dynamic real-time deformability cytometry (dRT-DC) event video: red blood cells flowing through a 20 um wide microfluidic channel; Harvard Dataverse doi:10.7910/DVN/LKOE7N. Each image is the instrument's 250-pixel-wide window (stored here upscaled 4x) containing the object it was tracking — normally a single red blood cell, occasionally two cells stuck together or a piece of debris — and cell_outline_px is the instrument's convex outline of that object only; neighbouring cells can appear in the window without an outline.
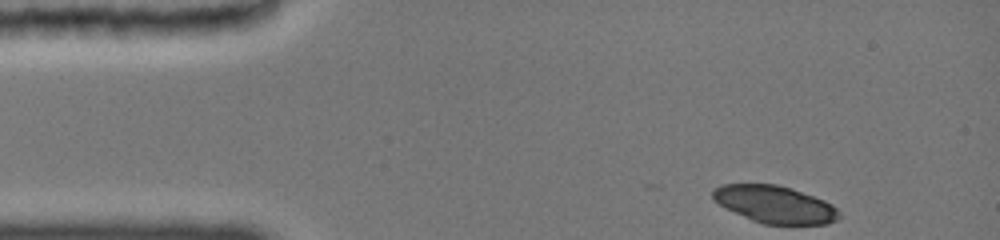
{"species": "common noctule bat (a hibernating species)", "species_latin": "Nyctalus noctula", "temperature_condition": "cold", "stored_images_in_passage": 14, "camera_frame_rate_fps": 3000, "um_per_image_px": 0.085, "animal": {"sex": "female", "body_mass_g": 19.0, "forearm_length_mm": 51.5}, "frame": {"image": 1, "passage_image": 1, "time_ms": 0.0, "image_size_px": [1000, 240], "cell_outline_px": [[840, 216], [836, 220], [828, 224], [764, 224], [752, 220], [712, 200], [712, 188], [720, 184], [776, 184], [792, 188], [824, 200], [832, 204], [840, 212]], "centroid_in_image_um": [65.86, 17.36], "position_along_channel_um": 19.1, "area_um2": 27.4}}